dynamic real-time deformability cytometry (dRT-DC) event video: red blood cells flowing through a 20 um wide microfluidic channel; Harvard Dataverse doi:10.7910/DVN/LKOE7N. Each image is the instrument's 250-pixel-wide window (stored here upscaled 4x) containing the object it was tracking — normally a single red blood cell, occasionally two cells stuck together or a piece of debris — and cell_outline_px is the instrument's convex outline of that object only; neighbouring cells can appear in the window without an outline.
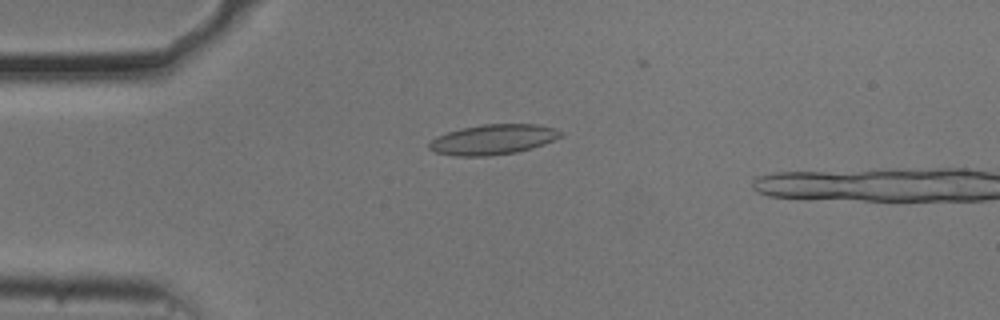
{"species": "common noctule bat (a hibernating species)", "species_latin": "Nyctalus noctula", "temperature_condition": "cold", "stored_images_in_passage": 13, "camera_frame_rate_fps": 3000, "um_per_image_px": 0.085, "animal": {"sex": "male", "body_mass_g": 20.5, "forearm_length_mm": 52.5}, "frame": {"image": 1, "passage_image": 11, "time_ms": 3.333, "image_size_px": [1000, 320], "cell_outline_px": [[564, 136], [544, 144], [532, 148], [516, 152], [488, 156], [456, 156], [436, 152], [428, 148], [428, 144], [436, 136], [460, 128], [484, 124], [536, 124], [556, 128], [564, 132]], "centroid_in_image_um": [41.95, 11.85], "position_along_channel_um": 43.1, "area_um2": 23.24}}